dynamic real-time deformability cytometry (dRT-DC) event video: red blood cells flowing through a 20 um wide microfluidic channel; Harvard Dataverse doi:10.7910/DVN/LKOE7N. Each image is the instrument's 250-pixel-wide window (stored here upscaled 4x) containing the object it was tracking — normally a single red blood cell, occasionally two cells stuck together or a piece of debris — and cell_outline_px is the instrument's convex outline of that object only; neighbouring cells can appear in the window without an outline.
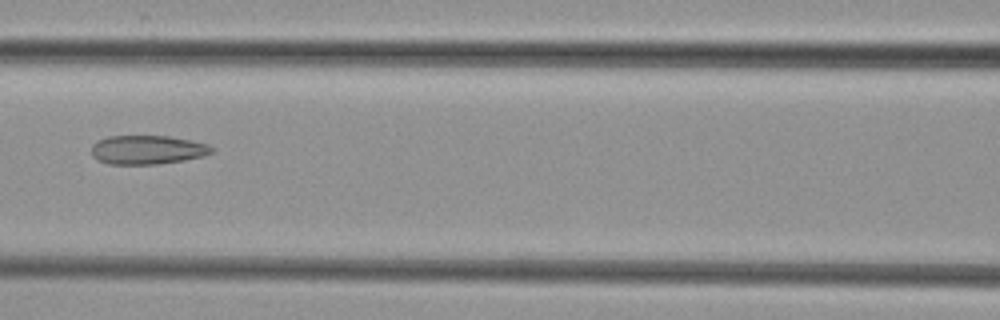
{"species": "common noctule bat (a hibernating species)", "species_latin": "Nyctalus noctula", "temperature_condition": "cold", "stored_images_in_passage": 8, "camera_frame_rate_fps": 3000, "um_per_image_px": 0.085, "animal": {"sex": "female", "body_mass_g": 29.2, "forearm_length_mm": 56.3}, "frame": {"image": 1, "passage_image": 7, "time_ms": 7.333, "image_size_px": [1000, 320], "cell_outline_px": [[216, 148], [212, 152], [204, 156], [184, 160], [156, 164], [108, 164], [96, 160], [92, 156], [92, 144], [96, 140], [108, 136], [168, 136], [192, 140], [208, 144]], "centroid_in_image_um": [12.52, 12.73], "position_along_channel_um": 154.1, "area_um2": 20.52}}
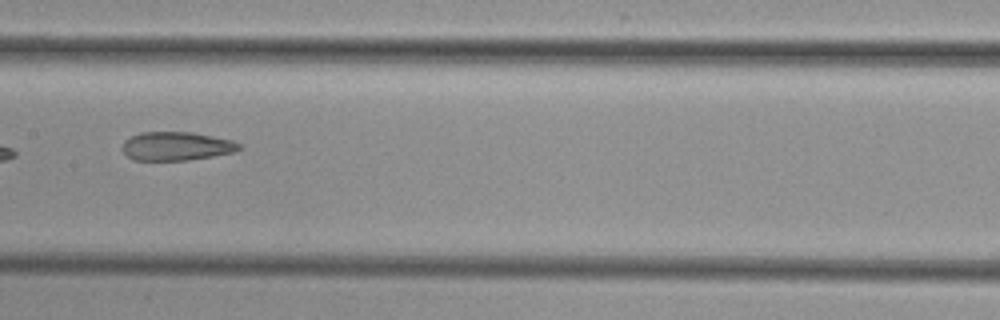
{"frame": {"image": 2, "passage_image": 8, "time_ms": 8.333, "image_size_px": [1000, 320], "cell_outline_px": [[240, 148], [236, 152], [188, 160], [132, 160], [120, 148], [124, 140], [140, 132], [192, 132], [232, 140], [240, 144]], "centroid_in_image_um": [14.97, 12.42], "position_along_channel_um": 192.4, "area_um2": 19.54}}